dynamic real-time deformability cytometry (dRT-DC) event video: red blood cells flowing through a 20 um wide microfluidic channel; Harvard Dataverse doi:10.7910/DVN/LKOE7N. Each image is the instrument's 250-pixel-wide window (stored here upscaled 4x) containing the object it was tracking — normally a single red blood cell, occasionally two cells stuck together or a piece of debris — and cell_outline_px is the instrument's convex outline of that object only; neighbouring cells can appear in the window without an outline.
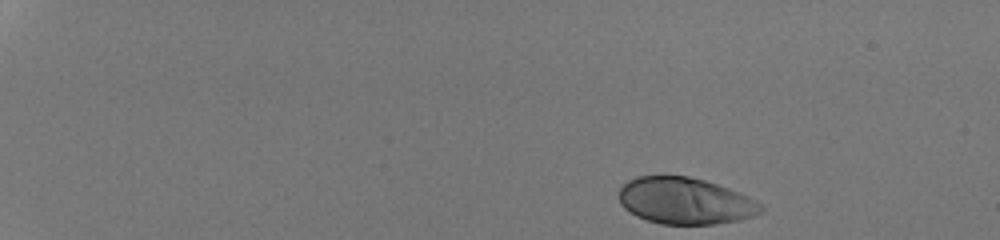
{"species": "human", "species_latin": "Homo sapiens", "temperature_condition": "room temperature", "stored_images_in_passage": 39, "camera_frame_rate_fps": 3000, "um_per_image_px": 0.085, "donor": {"sex": "male"}, "frame": {"image": 1, "passage_image": 1, "time_ms": 0.0, "image_size_px": [1000, 240], "cell_outline_px": [[764, 212], [740, 220], [716, 224], [660, 224], [636, 216], [624, 208], [620, 204], [616, 196], [620, 188], [628, 180], [636, 176], [688, 176], [704, 180], [740, 192], [756, 200], [764, 208]], "centroid_in_image_um": [58.22, 17.08], "position_along_channel_um": 26.8, "area_um2": 38.84}}
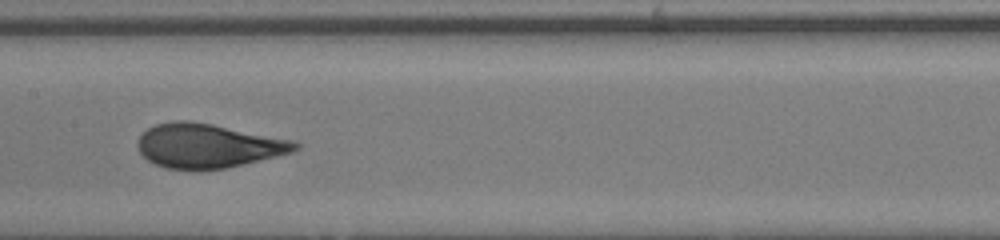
{"frame": {"image": 2, "passage_image": 23, "time_ms": 7.333, "image_size_px": [1000, 240], "cell_outline_px": [[300, 148], [292, 152], [228, 168], [164, 168], [148, 160], [140, 152], [136, 144], [140, 136], [148, 128], [156, 124], [172, 120], [188, 120], [212, 124], [296, 140], [300, 144]], "centroid_in_image_um": [17.71, 12.36], "position_along_channel_um": 189.7, "area_um2": 40.29}}
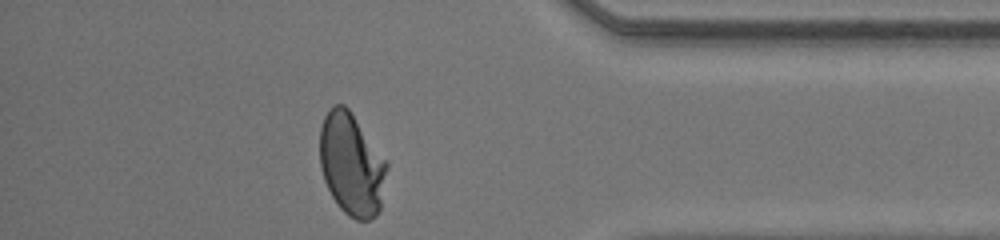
{"frame": {"image": 3, "passage_image": 39, "time_ms": 12.667, "image_size_px": [1000, 240], "cell_outline_px": [[388, 164], [380, 208], [376, 216], [368, 220], [356, 220], [348, 216], [336, 204], [324, 180], [320, 168], [320, 128], [324, 116], [332, 104], [344, 104], [348, 108], [388, 160]], "centroid_in_image_um": [29.88, 13.96], "position_along_channel_um": 405.3, "area_um2": 40.34}, "authors_computed_cell_mechanics": {"area_um2": 39.8242, "velocity_mm_per_s": 4.3288, "shape_relaxation_time_tau1_ms": 4.4473, "shape_relaxation_time_tau2_ms": null, "deformation_change_tau1": 0.2112, "deformation_change_tau2": null}}